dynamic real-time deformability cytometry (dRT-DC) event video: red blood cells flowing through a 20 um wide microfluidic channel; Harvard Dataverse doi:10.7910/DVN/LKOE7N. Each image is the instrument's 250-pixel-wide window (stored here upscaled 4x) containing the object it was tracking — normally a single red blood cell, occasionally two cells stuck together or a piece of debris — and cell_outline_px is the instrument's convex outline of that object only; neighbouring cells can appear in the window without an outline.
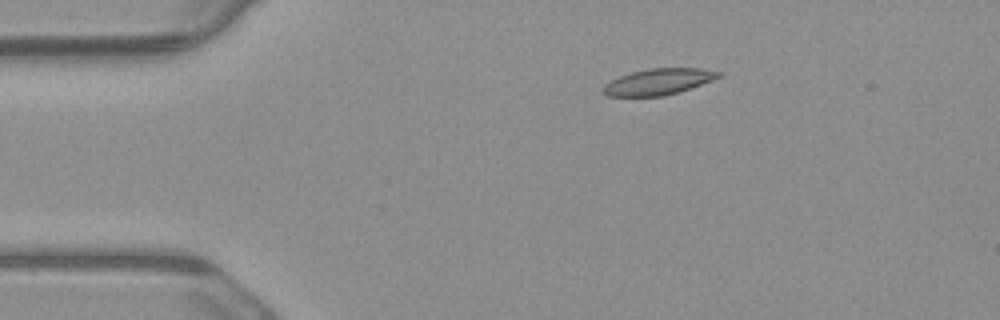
{"species": "common noctule bat (a hibernating species)", "species_latin": "Nyctalus noctula", "temperature_condition": "warm", "stored_images_in_passage": 4, "camera_frame_rate_fps": 3000, "um_per_image_px": 0.085, "animal": {"sex": "male", "body_mass_g": 23.1, "forearm_length_mm": 52.7}, "frame": {"image": 1, "passage_image": 1, "time_ms": 0.0, "image_size_px": [1000, 320], "cell_outline_px": [[724, 76], [664, 96], [608, 96], [600, 92], [600, 88], [604, 84], [620, 76], [632, 72], [648, 68], [700, 68], [724, 72]], "centroid_in_image_um": [55.95, 6.94], "position_along_channel_um": 29.1, "area_um2": 17.63}}
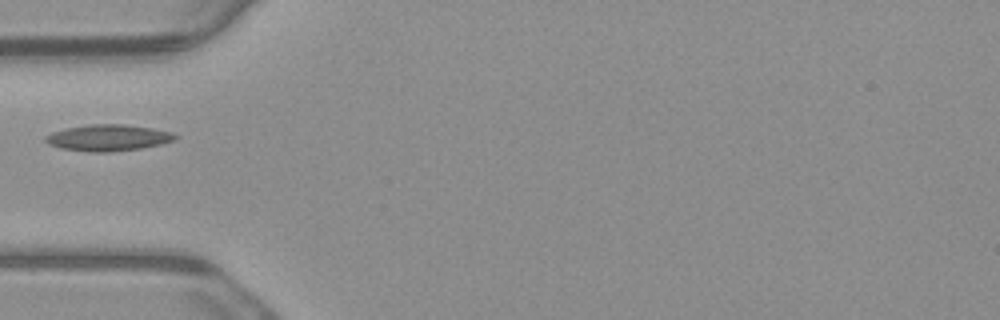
{"frame": {"image": 2, "passage_image": 3, "time_ms": 0.667, "image_size_px": [1000, 320], "cell_outline_px": [[180, 136], [176, 140], [160, 144], [140, 148], [112, 152], [88, 152], [60, 148], [48, 144], [44, 140], [44, 136], [52, 132], [64, 128], [92, 124], [124, 124], [152, 128], [172, 132]], "centroid_in_image_um": [9.18, 11.71], "position_along_channel_um": 75.8, "area_um2": 20.11}}
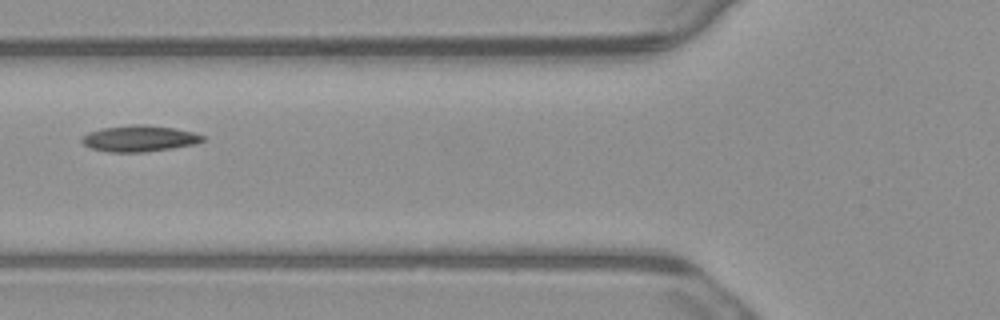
{"frame": {"image": 3, "passage_image": 4, "time_ms": 1.0, "image_size_px": [1000, 320], "cell_outline_px": [[204, 140], [196, 144], [172, 148], [144, 152], [108, 152], [92, 148], [84, 144], [80, 140], [80, 136], [88, 132], [100, 128], [132, 124], [144, 124], [172, 128], [192, 132], [204, 136]], "centroid_in_image_um": [11.79, 11.77], "position_along_channel_um": 114.0, "area_um2": 18.5}}